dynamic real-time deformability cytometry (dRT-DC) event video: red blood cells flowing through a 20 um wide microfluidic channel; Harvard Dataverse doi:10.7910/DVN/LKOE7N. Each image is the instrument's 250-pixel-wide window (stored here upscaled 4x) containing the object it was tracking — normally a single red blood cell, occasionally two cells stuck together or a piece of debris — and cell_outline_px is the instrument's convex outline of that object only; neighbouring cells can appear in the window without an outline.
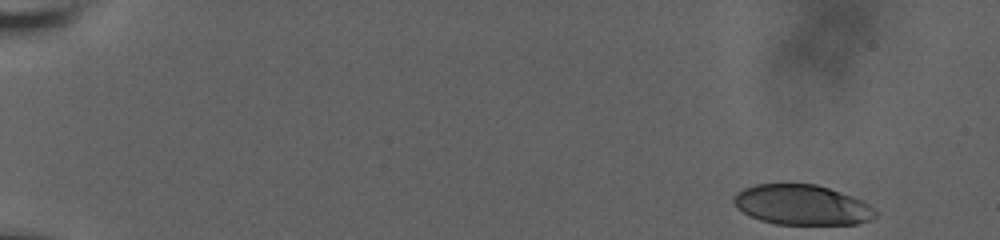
{"species": "human", "species_latin": "Homo sapiens", "temperature_condition": "room temperature", "stored_images_in_passage": 14, "camera_frame_rate_fps": 3000, "um_per_image_px": 0.085, "donor": {"sex": "male"}, "frame": {"image": 1, "passage_image": 1, "time_ms": 0.0, "image_size_px": [1000, 240], "cell_outline_px": [[880, 212], [872, 220], [856, 224], [776, 224], [760, 220], [736, 208], [732, 200], [736, 192], [744, 188], [756, 184], [816, 184], [852, 196], [868, 204]], "centroid_in_image_um": [68.18, 17.42], "position_along_channel_um": 16.8, "area_um2": 33.18}}
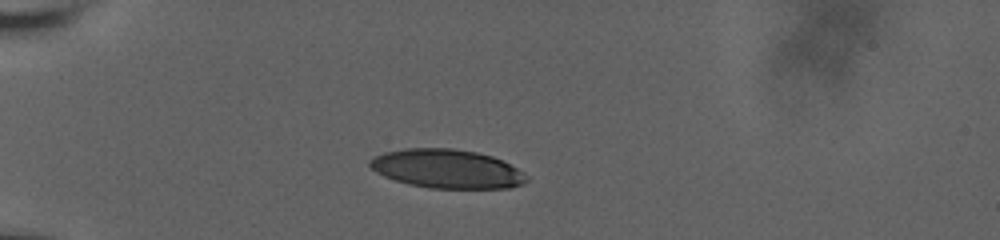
{"frame": {"image": 2, "passage_image": 10, "time_ms": 4.333, "image_size_px": [1000, 240], "cell_outline_px": [[528, 180], [520, 184], [508, 188], [428, 188], [408, 184], [384, 176], [376, 172], [368, 164], [368, 160], [372, 156], [384, 152], [404, 148], [452, 148], [476, 152], [492, 156], [504, 160], [524, 172], [528, 176]], "centroid_in_image_um": [37.98, 14.34], "position_along_channel_um": 47.0, "area_um2": 35.72}}
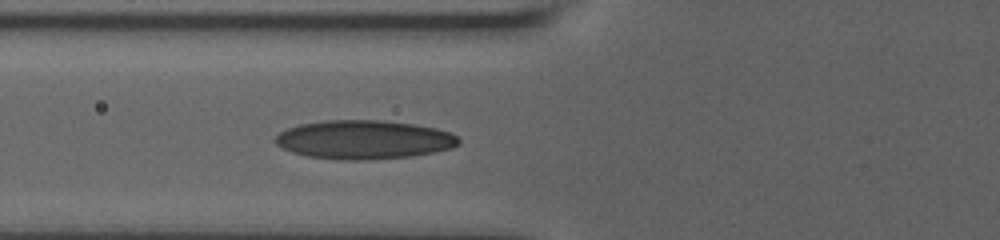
{"frame": {"image": 3, "passage_image": 14, "time_ms": 6.667, "image_size_px": [1000, 240], "cell_outline_px": [[460, 144], [452, 148], [412, 156], [360, 160], [340, 160], [308, 156], [292, 152], [276, 144], [272, 140], [280, 132], [288, 128], [300, 124], [328, 120], [380, 120], [412, 124], [436, 128], [448, 132], [456, 136], [460, 140]], "centroid_in_image_um": [30.92, 11.87], "position_along_channel_um": 94.9, "area_um2": 41.27}}